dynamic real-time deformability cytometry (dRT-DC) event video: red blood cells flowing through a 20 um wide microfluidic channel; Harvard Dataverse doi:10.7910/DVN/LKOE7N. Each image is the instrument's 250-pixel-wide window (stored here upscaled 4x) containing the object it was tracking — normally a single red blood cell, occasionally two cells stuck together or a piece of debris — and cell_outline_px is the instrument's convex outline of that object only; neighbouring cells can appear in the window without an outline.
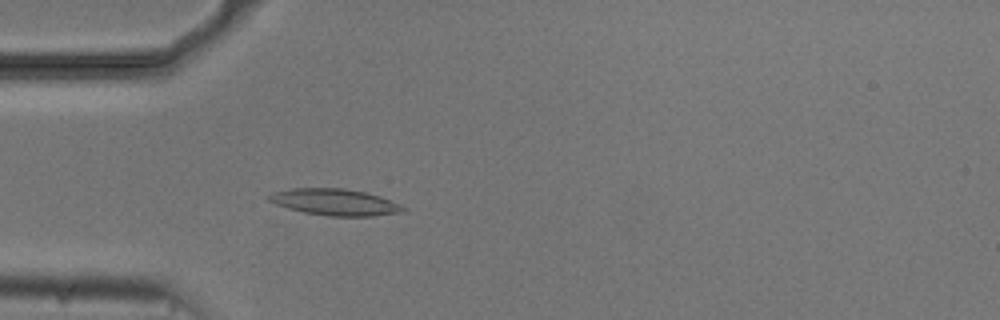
{"species": "common noctule bat (a hibernating species)", "species_latin": "Nyctalus noctula", "temperature_condition": "cold", "stored_images_in_passage": 54, "camera_frame_rate_fps": 3000, "um_per_image_px": 0.085, "animal": {"sex": "male", "body_mass_g": 20.5, "forearm_length_mm": 52.5}, "frame": {"image": 1, "passage_image": 16, "time_ms": 5.0, "image_size_px": [1000, 320], "cell_outline_px": [[408, 208], [404, 212], [372, 216], [328, 216], [304, 212], [288, 208], [276, 204], [268, 200], [268, 196], [276, 192], [292, 188], [344, 188], [364, 192], [380, 196]], "centroid_in_image_um": [28.51, 17.18], "position_along_channel_um": 56.5, "area_um2": 20.58}}
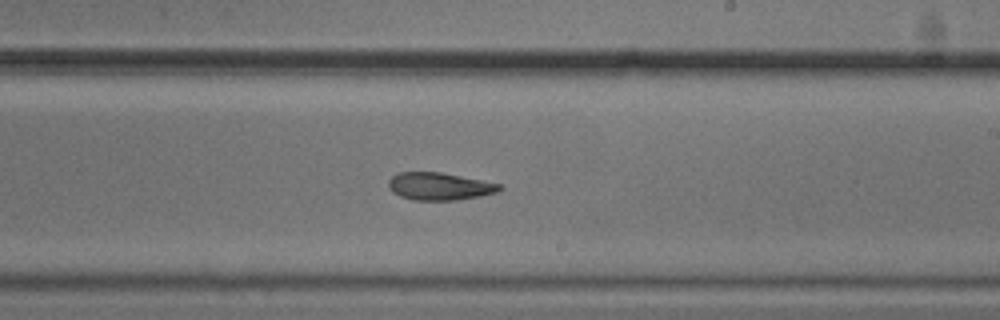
{"frame": {"image": 2, "passage_image": 32, "time_ms": 10.333, "image_size_px": [1000, 320], "cell_outline_px": [[504, 188], [496, 192], [480, 196], [460, 200], [412, 200], [400, 196], [392, 192], [388, 188], [388, 180], [392, 176], [400, 172], [440, 172], [500, 184]], "centroid_in_image_um": [37.32, 15.84], "position_along_channel_um": 251.7, "area_um2": 17.8}}
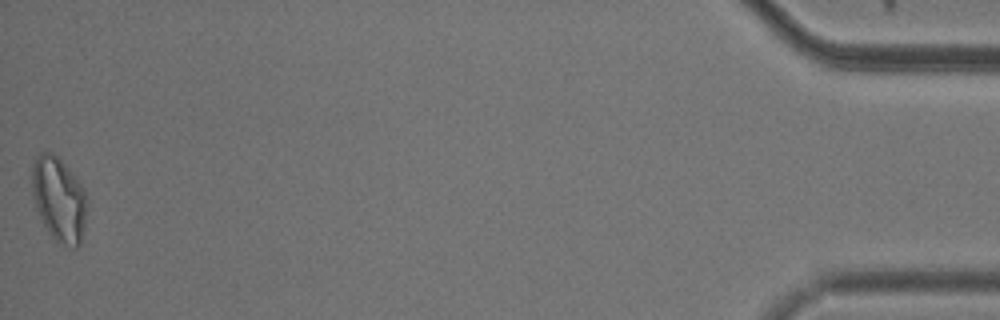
{"frame": {"image": 3, "passage_image": 54, "time_ms": 17.667, "image_size_px": [1000, 320], "cell_outline_px": [[88, 204], [84, 228], [80, 244], [76, 248], [64, 244], [56, 240], [48, 232], [36, 208], [32, 196], [32, 164], [36, 156], [40, 152], [52, 152], [64, 164], [84, 188]], "centroid_in_image_um": [5.01, 16.93], "position_along_channel_um": 430.2, "area_um2": 26.99}, "authors_computed_cell_mechanics": {"area_um2": 19.2763, "velocity_mm_per_s": 3.739, "shape_relaxation_time_tau1_ms": null, "shape_relaxation_time_tau2_ms": 4.3657, "deformation_change_tau1": null, "deformation_change_tau2": 0.1259}}